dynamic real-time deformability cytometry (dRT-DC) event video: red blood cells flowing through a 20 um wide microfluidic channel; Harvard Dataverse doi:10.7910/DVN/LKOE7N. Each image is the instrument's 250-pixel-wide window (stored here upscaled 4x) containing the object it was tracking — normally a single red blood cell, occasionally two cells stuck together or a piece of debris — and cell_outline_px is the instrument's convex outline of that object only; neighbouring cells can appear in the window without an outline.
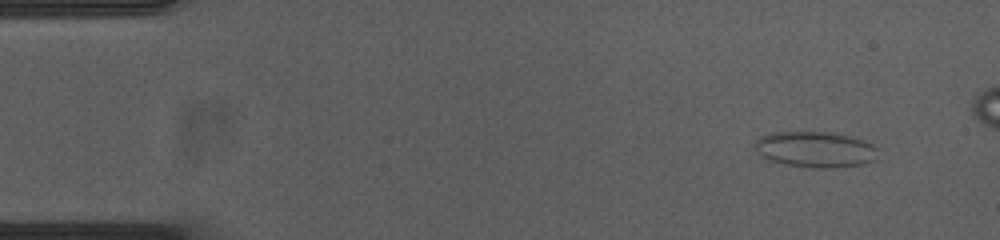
{"species": "common noctule bat (a hibernating species)", "species_latin": "Nyctalus noctula", "temperature_condition": "cold", "stored_images_in_passage": 55, "camera_frame_rate_fps": 3000, "um_per_image_px": 0.085, "animal": {"sex": "female", "body_mass_g": 23.0, "forearm_length_mm": 53.4}, "frame": {"image": 1, "passage_image": 1, "time_ms": 0.0, "image_size_px": [1000, 240], "cell_outline_px": [[880, 148], [868, 160], [856, 164], [788, 164], [772, 160], [764, 156], [752, 144], [760, 136], [776, 132], [816, 132], [844, 136], [860, 140], [872, 144]], "centroid_in_image_um": [69.18, 12.62], "position_along_channel_um": 15.8, "area_um2": 23.29}}
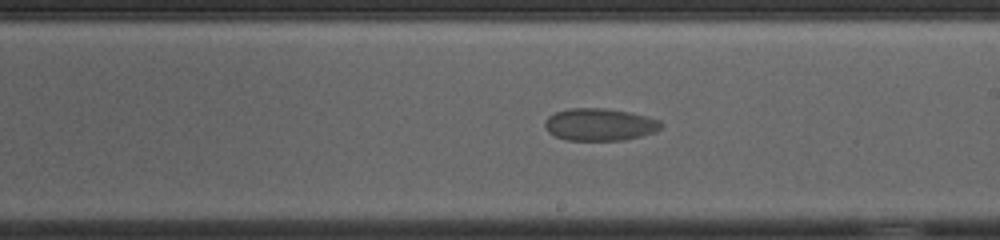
{"frame": {"image": 2, "passage_image": 29, "time_ms": 9.333, "image_size_px": [1000, 240], "cell_outline_px": [[664, 124], [656, 132], [624, 140], [568, 140], [556, 136], [548, 132], [544, 124], [548, 116], [556, 112], [572, 108], [604, 108], [628, 112], [660, 120]], "centroid_in_image_um": [50.98, 10.59], "position_along_channel_um": 238.0, "area_um2": 21.73}}
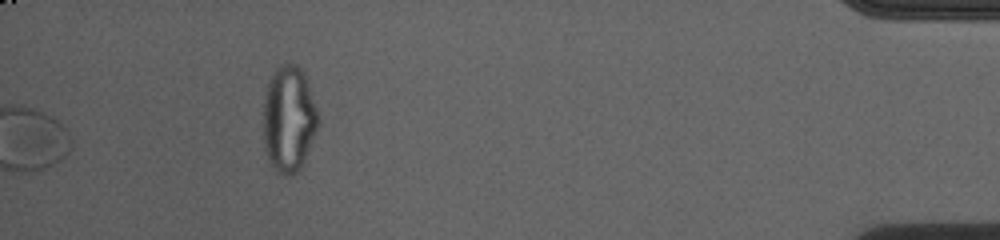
{"frame": {"image": 3, "passage_image": 55, "time_ms": 18.0, "image_size_px": [1000, 240], "cell_outline_px": [[316, 128], [300, 168], [296, 172], [288, 176], [280, 172], [268, 160], [264, 148], [264, 96], [268, 84], [276, 68], [280, 64], [296, 64], [304, 72], [316, 108]], "centroid_in_image_um": [24.51, 10.08], "position_along_channel_um": 410.7, "area_um2": 32.95}, "authors_computed_cell_mechanics": {"area_um2": 21.9062, "velocity_mm_per_s": 3.5093, "shape_relaxation_time_tau1_ms": 1.9283, "shape_relaxation_time_tau2_ms": null, "deformation_change_tau1": 0.0541, "deformation_change_tau2": null}}